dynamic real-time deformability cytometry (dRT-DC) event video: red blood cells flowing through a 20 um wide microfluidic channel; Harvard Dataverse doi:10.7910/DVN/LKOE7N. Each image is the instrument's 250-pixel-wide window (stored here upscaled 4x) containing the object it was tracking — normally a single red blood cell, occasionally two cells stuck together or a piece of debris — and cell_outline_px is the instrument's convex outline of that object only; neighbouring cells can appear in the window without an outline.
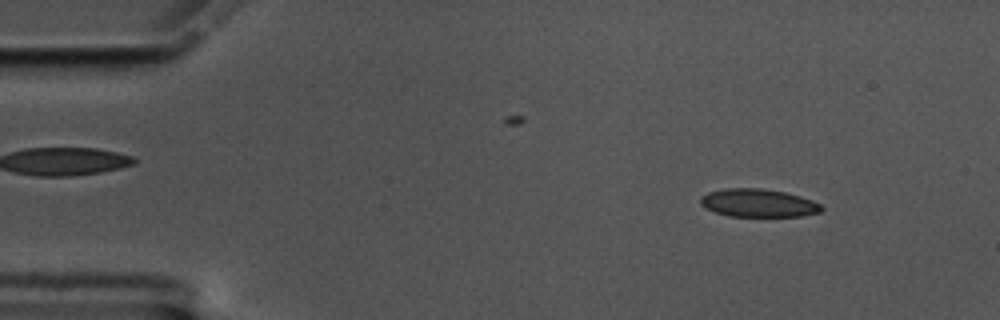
{"species": "common noctule bat (a hibernating species)", "species_latin": "Nyctalus noctula", "temperature_condition": "cold", "stored_images_in_passage": 56, "camera_frame_rate_fps": 3000, "um_per_image_px": 0.085, "animal": {"sex": "male", "body_mass_g": 17.5, "forearm_length_mm": 52.3}, "frame": {"image": 1, "passage_image": 6, "time_ms": 1.667, "image_size_px": [1000, 320], "cell_outline_px": [[824, 208], [820, 212], [800, 216], [728, 216], [716, 212], [700, 204], [700, 196], [708, 192], [724, 188], [760, 188], [784, 192], [800, 196], [812, 200], [820, 204]], "centroid_in_image_um": [64.45, 17.25], "position_along_channel_um": 20.6, "area_um2": 19.71}}
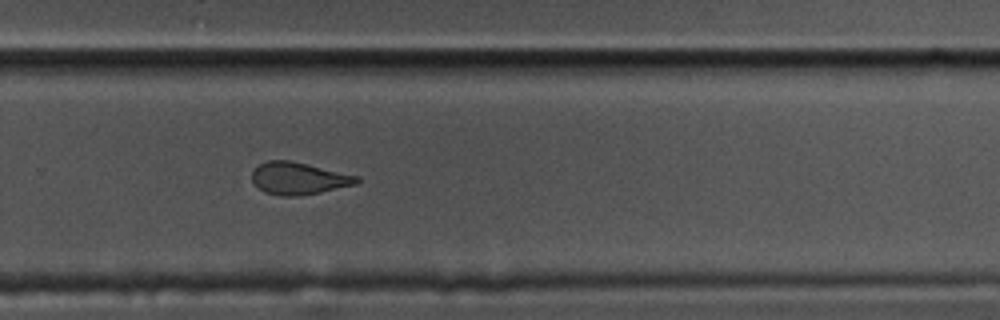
{"frame": {"image": 2, "passage_image": 37, "time_ms": 12.0, "image_size_px": [1000, 320], "cell_outline_px": [[360, 180], [356, 184], [320, 192], [300, 196], [280, 196], [264, 192], [252, 180], [252, 172], [260, 164], [268, 160], [288, 160], [308, 164], [360, 176]], "centroid_in_image_um": [25.4, 15.16], "position_along_channel_um": 304.4, "area_um2": 19.59}}
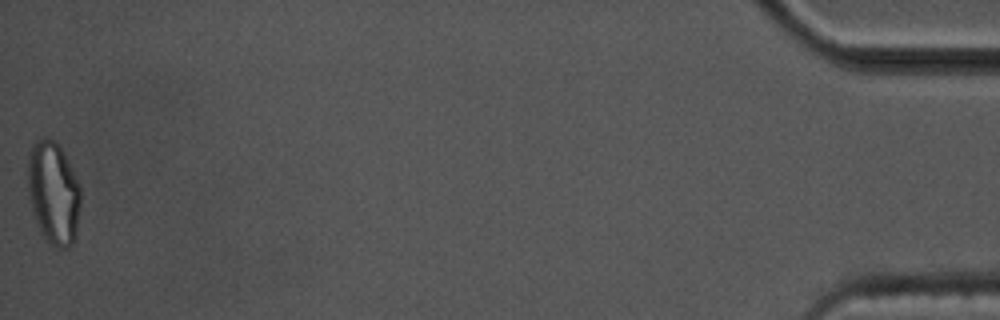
{"frame": {"image": 3, "passage_image": 56, "time_ms": 18.333, "image_size_px": [1000, 320], "cell_outline_px": [[80, 204], [76, 236], [72, 244], [68, 248], [56, 248], [40, 232], [32, 212], [28, 196], [28, 152], [32, 144], [36, 140], [56, 140], [60, 144], [80, 184]], "centroid_in_image_um": [4.54, 16.39], "position_along_channel_um": 430.7, "area_um2": 31.96}, "authors_computed_cell_mechanics": {"area_um2": 20.4612, "velocity_mm_per_s": 3.5352, "shape_relaxation_time_tau1_ms": null, "shape_relaxation_time_tau2_ms": 3.0819, "deformation_change_tau1": null, "deformation_change_tau2": 0.0826}}